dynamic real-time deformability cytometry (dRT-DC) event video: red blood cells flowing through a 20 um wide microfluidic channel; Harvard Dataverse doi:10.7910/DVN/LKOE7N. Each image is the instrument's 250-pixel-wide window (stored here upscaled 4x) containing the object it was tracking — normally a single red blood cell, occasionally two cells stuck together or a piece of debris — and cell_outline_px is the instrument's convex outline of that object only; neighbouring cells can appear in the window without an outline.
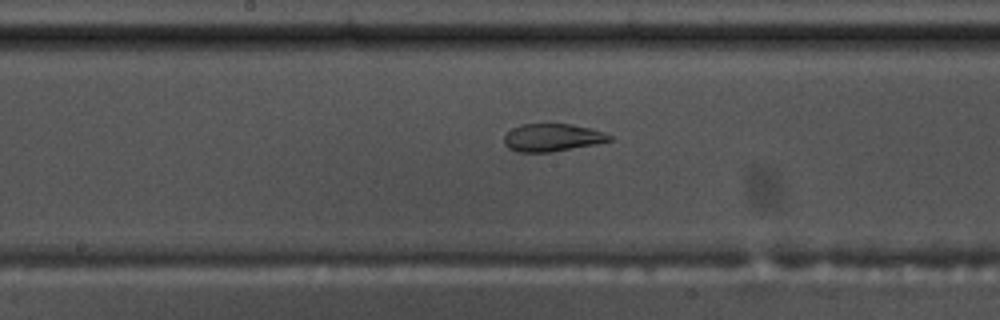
{"species": "common noctule bat (a hibernating species)", "species_latin": "Nyctalus noctula", "temperature_condition": "warm", "stored_images_in_passage": 40, "camera_frame_rate_fps": 3000, "um_per_image_px": 0.085, "animal": {"sex": "male", "body_mass_g": 17.5, "forearm_length_mm": 52.3}, "frame": {"image": 1, "passage_image": 13, "time_ms": 4.0, "image_size_px": [1000, 320], "cell_outline_px": [[612, 140], [596, 144], [552, 152], [516, 152], [508, 148], [504, 144], [504, 136], [512, 128], [520, 124], [572, 124], [604, 132], [612, 136]], "centroid_in_image_um": [46.92, 11.7], "position_along_channel_um": 201.3, "area_um2": 17.05}}
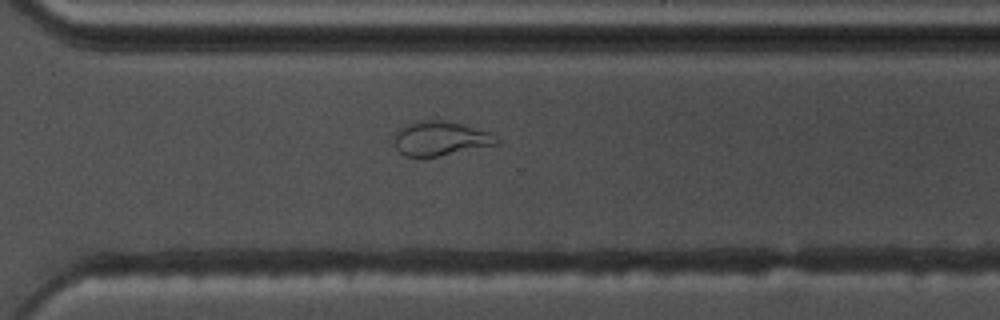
{"frame": {"image": 2, "passage_image": 24, "time_ms": 7.667, "image_size_px": [1000, 320], "cell_outline_px": [[496, 144], [440, 156], [404, 156], [396, 148], [396, 132], [400, 128], [408, 124], [420, 120], [444, 120], [464, 124], [492, 132], [496, 136]], "centroid_in_image_um": [37.45, 11.75], "position_along_channel_um": 333.1, "area_um2": 20.23}}
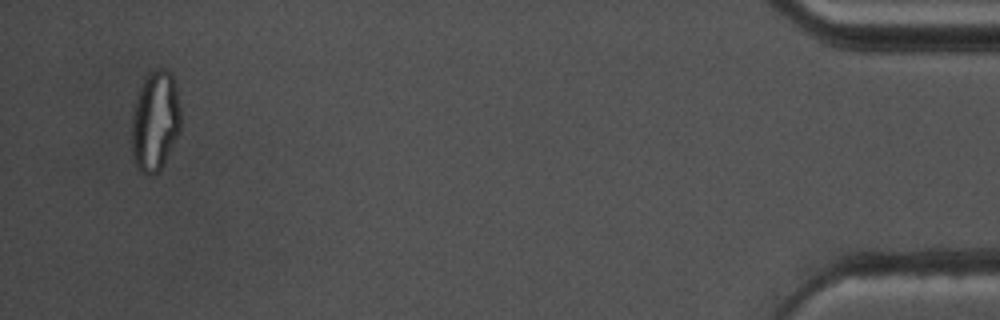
{"frame": {"image": 3, "passage_image": 38, "time_ms": 12.333, "image_size_px": [1000, 320], "cell_outline_px": [[180, 132], [160, 172], [156, 176], [148, 176], [136, 164], [132, 152], [132, 112], [136, 96], [148, 72], [156, 68], [164, 68], [172, 72], [176, 88], [180, 108]], "centroid_in_image_um": [13.2, 10.29], "position_along_channel_um": 422.0, "area_um2": 29.02}, "authors_computed_cell_mechanics": {"area_um2": 19.0451, "velocity_mm_per_s": 3.605, "shape_relaxation_time_tau1_ms": null, "shape_relaxation_time_tau2_ms": 1.5711, "deformation_change_tau1": null, "deformation_change_tau2": 0.0841}}